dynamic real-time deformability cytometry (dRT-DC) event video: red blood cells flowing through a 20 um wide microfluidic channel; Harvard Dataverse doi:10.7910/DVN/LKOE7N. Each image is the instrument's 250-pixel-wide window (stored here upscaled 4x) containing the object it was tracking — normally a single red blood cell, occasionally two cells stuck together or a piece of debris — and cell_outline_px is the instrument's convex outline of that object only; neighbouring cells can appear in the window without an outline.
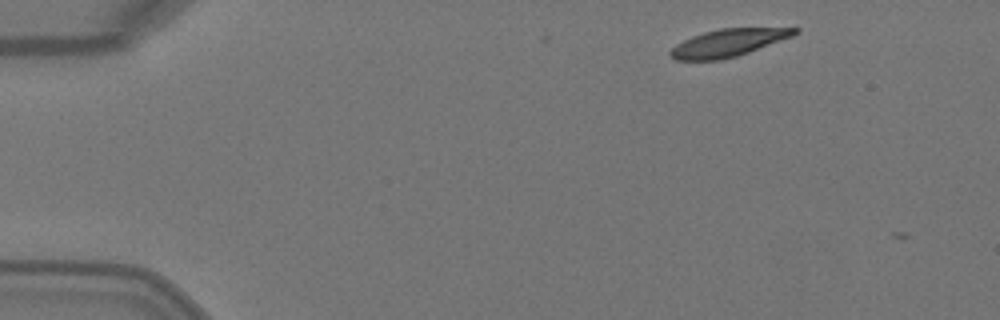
{"species": "Egyptian fruit bat (a non-hibernating species)", "species_latin": "Rousettus aegyptiacus", "temperature_condition": "warm", "stored_images_in_passage": 3, "camera_frame_rate_fps": 3000, "um_per_image_px": 0.085, "animal": {"sex": "female"}, "frame": {"image": 1, "passage_image": 1, "time_ms": 0.0, "image_size_px": [1000, 320], "cell_outline_px": [[800, 32], [792, 36], [748, 52], [736, 56], [720, 60], [676, 60], [668, 52], [676, 44], [692, 36], [704, 32], [720, 28], [800, 28]], "centroid_in_image_um": [61.88, 3.63], "position_along_channel_um": 23.1, "area_um2": 19.65}}